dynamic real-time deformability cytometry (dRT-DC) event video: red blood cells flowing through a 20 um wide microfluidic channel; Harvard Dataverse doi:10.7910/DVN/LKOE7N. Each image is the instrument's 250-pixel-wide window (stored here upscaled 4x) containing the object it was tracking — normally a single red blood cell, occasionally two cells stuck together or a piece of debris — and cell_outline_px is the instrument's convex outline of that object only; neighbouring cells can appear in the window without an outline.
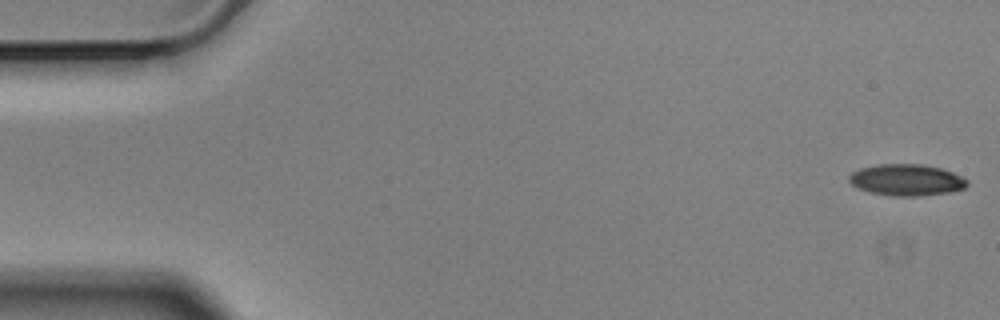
{"species": "Egyptian fruit bat (a non-hibernating species)", "species_latin": "Rousettus aegyptiacus", "temperature_condition": "cold", "stored_images_in_passage": 56, "camera_frame_rate_fps": 3000, "um_per_image_px": 0.085, "animal": {"sex": "male"}, "frame": {"image": 1, "passage_image": 1, "time_ms": 0.0, "image_size_px": [1000, 320], "cell_outline_px": [[968, 184], [964, 188], [948, 192], [920, 196], [892, 196], [872, 192], [860, 188], [852, 184], [848, 180], [848, 176], [852, 172], [860, 168], [880, 164], [920, 164], [940, 168], [952, 172], [968, 180]], "centroid_in_image_um": [77.05, 15.29], "position_along_channel_um": 7.9, "area_um2": 21.44}}
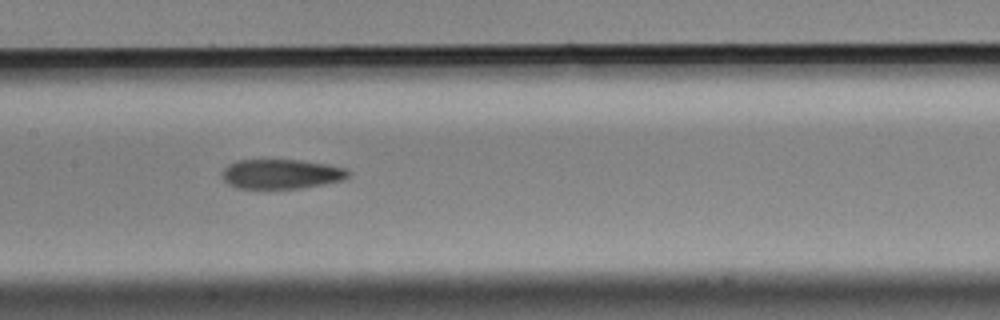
{"frame": {"image": 2, "passage_image": 27, "time_ms": 8.667, "image_size_px": [1000, 320], "cell_outline_px": [[352, 172], [344, 180], [324, 184], [300, 188], [236, 188], [228, 184], [220, 176], [220, 172], [228, 164], [236, 160], [300, 160], [328, 164], [348, 168]], "centroid_in_image_um": [23.91, 14.78], "position_along_channel_um": 183.5, "area_um2": 22.08}}
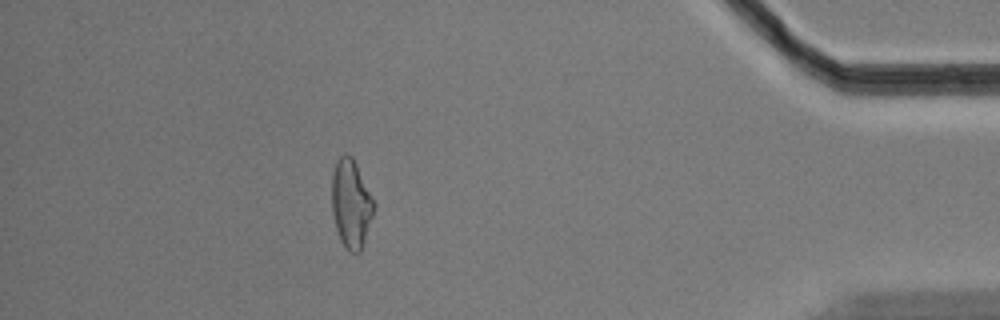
{"frame": {"image": 3, "passage_image": 50, "time_ms": 16.333, "image_size_px": [1000, 320], "cell_outline_px": [[376, 204], [360, 252], [352, 252], [344, 248], [340, 240], [336, 228], [332, 212], [332, 176], [336, 160], [344, 152], [352, 156]], "centroid_in_image_um": [29.83, 17.29], "position_along_channel_um": 405.4, "area_um2": 21.56}, "authors_computed_cell_mechanics": {"area_um2": 22.2241, "velocity_mm_per_s": 3.5345, "shape_relaxation_time_tau1_ms": null, "shape_relaxation_time_tau2_ms": 4.921, "deformation_change_tau1": null, "deformation_change_tau2": 0.1344}}